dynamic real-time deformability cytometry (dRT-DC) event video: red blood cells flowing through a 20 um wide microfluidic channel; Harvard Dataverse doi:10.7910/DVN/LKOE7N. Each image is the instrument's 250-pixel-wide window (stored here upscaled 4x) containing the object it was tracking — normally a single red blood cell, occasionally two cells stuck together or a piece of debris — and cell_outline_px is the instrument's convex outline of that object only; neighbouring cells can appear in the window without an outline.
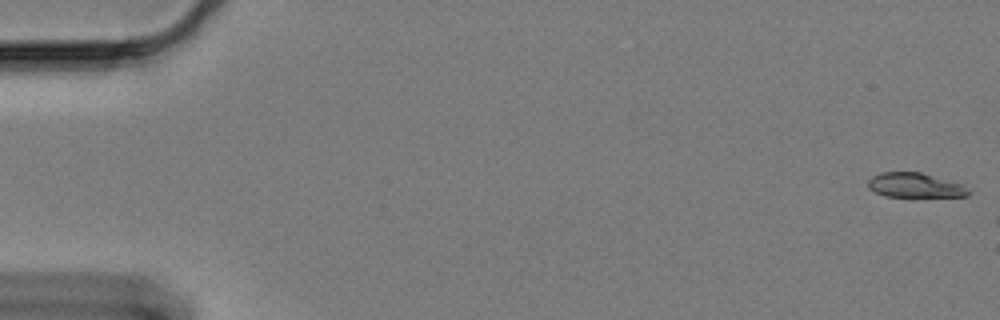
{"species": "Egyptian fruit bat (a non-hibernating species)", "species_latin": "Rousettus aegyptiacus", "temperature_condition": "cold", "stored_images_in_passage": 10, "camera_frame_rate_fps": 3000, "um_per_image_px": 0.085, "animal": {"sex": "female"}, "frame": {"image": 1, "passage_image": 1, "time_ms": 0.0, "image_size_px": [1000, 320], "cell_outline_px": [[968, 196], [884, 196], [868, 188], [868, 180], [872, 176], [880, 172], [920, 172], [964, 184], [968, 188]], "centroid_in_image_um": [77.76, 15.73], "position_along_channel_um": 7.2, "area_um2": 14.28}}